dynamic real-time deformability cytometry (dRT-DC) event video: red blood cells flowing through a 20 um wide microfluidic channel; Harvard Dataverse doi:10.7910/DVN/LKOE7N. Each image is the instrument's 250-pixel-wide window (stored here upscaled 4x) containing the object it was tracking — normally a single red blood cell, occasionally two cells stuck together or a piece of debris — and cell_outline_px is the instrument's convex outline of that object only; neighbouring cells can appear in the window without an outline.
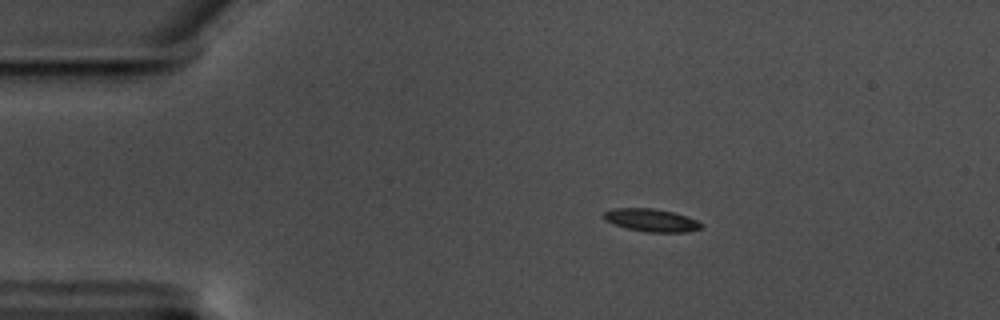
{"species": "common noctule bat (a hibernating species)", "species_latin": "Nyctalus noctula", "temperature_condition": "warm", "stored_images_in_passage": 49, "camera_frame_rate_fps": 3000, "um_per_image_px": 0.085, "animal": {"sex": "male", "body_mass_g": 17.5, "forearm_length_mm": 52.3}, "frame": {"image": 1, "passage_image": 1, "time_ms": 0.0, "image_size_px": [1000, 320], "cell_outline_px": [[704, 224], [700, 228], [688, 232], [648, 232], [628, 228], [604, 220], [600, 216], [604, 212], [612, 208], [652, 208], [672, 212], [688, 216]], "centroid_in_image_um": [55.35, 18.71], "position_along_channel_um": 29.6, "area_um2": 12.95}}
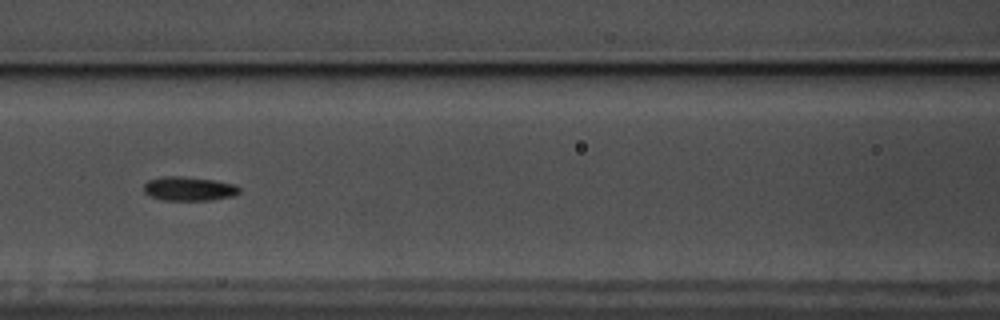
{"frame": {"image": 2, "passage_image": 16, "time_ms": 5.0, "image_size_px": [1000, 320], "cell_outline_px": [[240, 192], [232, 196], [208, 200], [164, 200], [152, 196], [144, 192], [144, 184], [148, 180], [164, 176], [180, 176], [216, 180], [236, 184], [240, 188]], "centroid_in_image_um": [16.08, 16.03], "position_along_channel_um": 150.5, "area_um2": 13.35}}
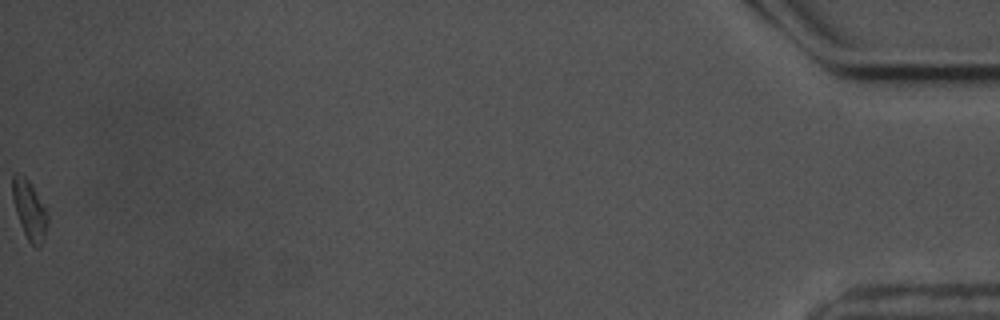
{"frame": {"image": 3, "passage_image": 49, "time_ms": 16.0, "image_size_px": [1000, 320], "cell_outline_px": [[48, 224], [40, 248], [36, 248], [28, 240], [20, 224], [12, 200], [12, 172], [20, 172], [32, 184], [48, 212]], "centroid_in_image_um": [2.5, 17.8], "position_along_channel_um": 432.7, "area_um2": 12.31}, "authors_computed_cell_mechanics": {"area_um2": 12.6582, "velocity_mm_per_s": 3.5192, "shape_relaxation_time_tau1_ms": 5.4859, "shape_relaxation_time_tau2_ms": 5.9421, "deformation_change_tau1": 0.1411, "deformation_change_tau2": 0.1223}}